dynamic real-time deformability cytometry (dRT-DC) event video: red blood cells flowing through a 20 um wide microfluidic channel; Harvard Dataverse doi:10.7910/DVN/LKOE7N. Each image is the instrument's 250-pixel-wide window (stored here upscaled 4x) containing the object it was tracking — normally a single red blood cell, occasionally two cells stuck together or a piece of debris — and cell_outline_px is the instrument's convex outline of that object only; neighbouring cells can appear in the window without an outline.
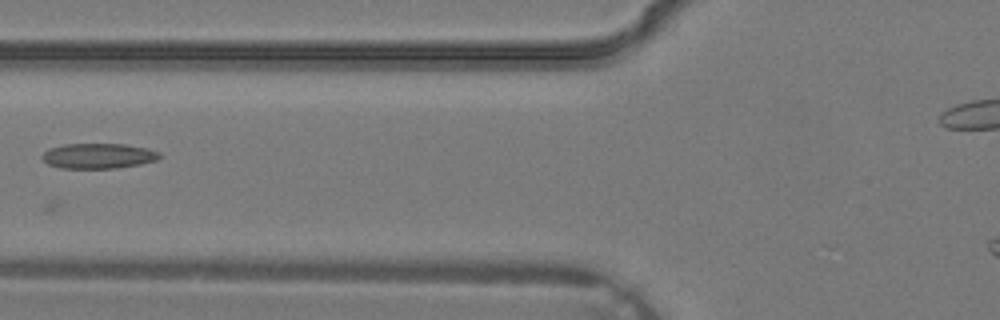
{"species": "common noctule bat (a hibernating species)", "species_latin": "Nyctalus noctula", "temperature_condition": "warm", "stored_images_in_passage": 4, "camera_frame_rate_fps": 3000, "um_per_image_px": 0.085, "animal": {"sex": "male", "body_mass_g": 19.2, "forearm_length_mm": 51.8}, "frame": {"image": 1, "passage_image": 3, "time_ms": 0.667, "image_size_px": [1000, 320], "cell_outline_px": [[160, 156], [156, 160], [140, 164], [116, 168], [60, 168], [48, 164], [40, 156], [48, 148], [64, 144], [124, 144], [148, 148], [160, 152]], "centroid_in_image_um": [8.34, 13.25], "position_along_channel_um": 117.5, "area_um2": 17.28}}